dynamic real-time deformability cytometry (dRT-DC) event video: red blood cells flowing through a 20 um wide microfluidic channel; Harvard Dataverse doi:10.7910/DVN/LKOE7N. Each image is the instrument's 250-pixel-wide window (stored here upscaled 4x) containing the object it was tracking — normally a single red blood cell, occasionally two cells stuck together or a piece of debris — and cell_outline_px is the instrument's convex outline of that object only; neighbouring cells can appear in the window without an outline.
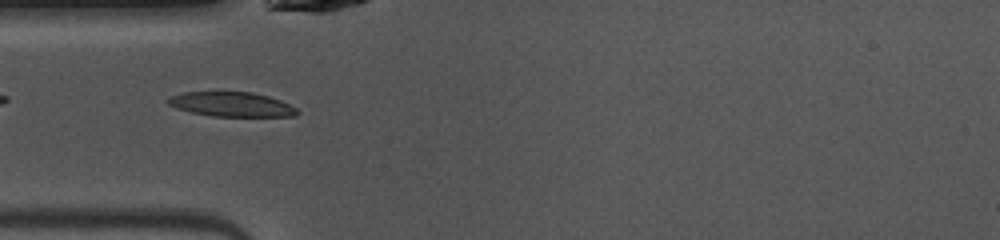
{"species": "common noctule bat (a hibernating species)", "species_latin": "Nyctalus noctula", "temperature_condition": "warm", "stored_images_in_passage": 37, "camera_frame_rate_fps": 3000, "um_per_image_px": 0.085, "animal": {"sex": "female", "body_mass_g": 10.0, "forearm_length_mm": 53.1}, "frame": {"image": 1, "passage_image": 3, "time_ms": 0.667, "image_size_px": [1000, 240], "cell_outline_px": [[300, 112], [296, 116], [212, 116], [192, 112], [176, 108], [168, 104], [168, 96], [184, 92], [252, 92], [268, 96], [280, 100], [296, 108]], "centroid_in_image_um": [19.68, 8.86], "position_along_channel_um": 65.3, "area_um2": 18.38}}
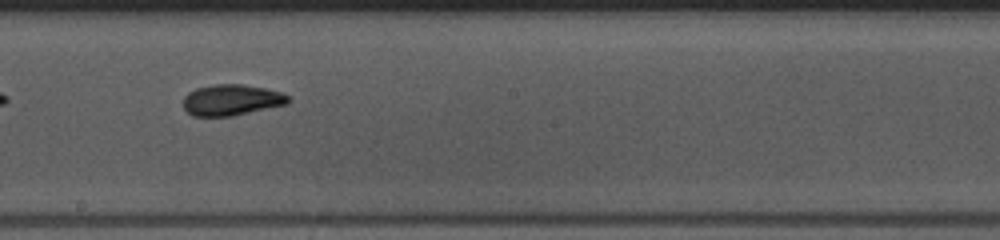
{"frame": {"image": 2, "passage_image": 15, "time_ms": 4.667, "image_size_px": [1000, 240], "cell_outline_px": [[288, 104], [232, 116], [192, 116], [184, 108], [184, 96], [188, 92], [196, 88], [212, 84], [240, 84], [264, 88], [280, 92], [288, 96]], "centroid_in_image_um": [19.65, 8.5], "position_along_channel_um": 228.6, "area_um2": 18.9}}
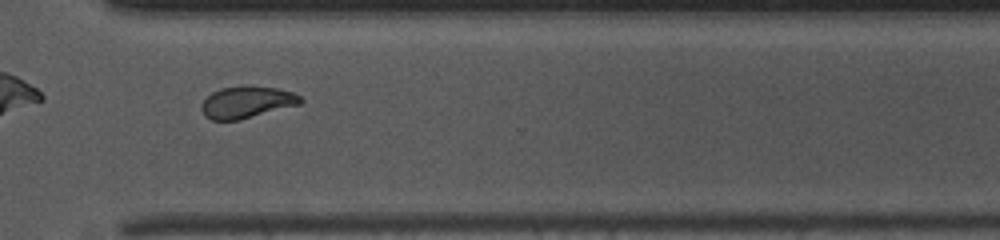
{"frame": {"image": 3, "passage_image": 24, "time_ms": 7.667, "image_size_px": [1000, 240], "cell_outline_px": [[304, 100], [300, 104], [240, 120], [212, 120], [204, 116], [200, 108], [204, 100], [212, 92], [220, 88], [244, 84], [276, 88], [292, 92], [300, 96]], "centroid_in_image_um": [20.96, 8.67], "position_along_channel_um": 349.6, "area_um2": 18.61}, "authors_computed_cell_mechanics": {"area_um2": 18.785, "velocity_mm_per_s": 4.0514, "shape_relaxation_time_tau1_ms": 6.1309, "shape_relaxation_time_tau2_ms": 2.1254, "deformation_change_tau1": 0.1752, "deformation_change_tau2": 0.0769}}